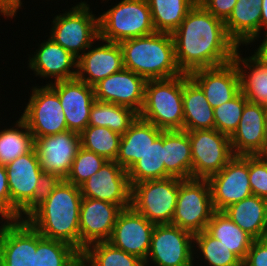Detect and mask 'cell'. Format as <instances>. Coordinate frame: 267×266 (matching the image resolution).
<instances>
[{
	"label": "cell",
	"instance_id": "1",
	"mask_svg": "<svg viewBox=\"0 0 267 266\" xmlns=\"http://www.w3.org/2000/svg\"><path fill=\"white\" fill-rule=\"evenodd\" d=\"M171 35L177 65L185 74L229 63L238 48L229 38L224 21L198 3Z\"/></svg>",
	"mask_w": 267,
	"mask_h": 266
},
{
	"label": "cell",
	"instance_id": "2",
	"mask_svg": "<svg viewBox=\"0 0 267 266\" xmlns=\"http://www.w3.org/2000/svg\"><path fill=\"white\" fill-rule=\"evenodd\" d=\"M80 187L63 179L24 219L43 237L66 242L80 252Z\"/></svg>",
	"mask_w": 267,
	"mask_h": 266
},
{
	"label": "cell",
	"instance_id": "3",
	"mask_svg": "<svg viewBox=\"0 0 267 266\" xmlns=\"http://www.w3.org/2000/svg\"><path fill=\"white\" fill-rule=\"evenodd\" d=\"M124 68L146 80L169 79L181 74L172 35L154 32L119 42Z\"/></svg>",
	"mask_w": 267,
	"mask_h": 266
},
{
	"label": "cell",
	"instance_id": "4",
	"mask_svg": "<svg viewBox=\"0 0 267 266\" xmlns=\"http://www.w3.org/2000/svg\"><path fill=\"white\" fill-rule=\"evenodd\" d=\"M138 117L162 130H183V74L147 80Z\"/></svg>",
	"mask_w": 267,
	"mask_h": 266
},
{
	"label": "cell",
	"instance_id": "5",
	"mask_svg": "<svg viewBox=\"0 0 267 266\" xmlns=\"http://www.w3.org/2000/svg\"><path fill=\"white\" fill-rule=\"evenodd\" d=\"M77 3L53 17L48 33L58 45L78 59L99 37V15L96 16L90 9L88 0Z\"/></svg>",
	"mask_w": 267,
	"mask_h": 266
},
{
	"label": "cell",
	"instance_id": "6",
	"mask_svg": "<svg viewBox=\"0 0 267 266\" xmlns=\"http://www.w3.org/2000/svg\"><path fill=\"white\" fill-rule=\"evenodd\" d=\"M117 3L98 13L101 39L119 43L156 32L147 0H120Z\"/></svg>",
	"mask_w": 267,
	"mask_h": 266
},
{
	"label": "cell",
	"instance_id": "7",
	"mask_svg": "<svg viewBox=\"0 0 267 266\" xmlns=\"http://www.w3.org/2000/svg\"><path fill=\"white\" fill-rule=\"evenodd\" d=\"M214 212L208 179H179L172 225L196 234L206 230Z\"/></svg>",
	"mask_w": 267,
	"mask_h": 266
},
{
	"label": "cell",
	"instance_id": "8",
	"mask_svg": "<svg viewBox=\"0 0 267 266\" xmlns=\"http://www.w3.org/2000/svg\"><path fill=\"white\" fill-rule=\"evenodd\" d=\"M178 191L176 177L142 181L132 186L131 206L155 225L171 224Z\"/></svg>",
	"mask_w": 267,
	"mask_h": 266
},
{
	"label": "cell",
	"instance_id": "9",
	"mask_svg": "<svg viewBox=\"0 0 267 266\" xmlns=\"http://www.w3.org/2000/svg\"><path fill=\"white\" fill-rule=\"evenodd\" d=\"M38 85V86H37ZM30 96L19 116L28 129L37 137L55 135L68 130L63 108L58 94L49 86L35 83L30 88ZM24 107V108H23Z\"/></svg>",
	"mask_w": 267,
	"mask_h": 266
},
{
	"label": "cell",
	"instance_id": "10",
	"mask_svg": "<svg viewBox=\"0 0 267 266\" xmlns=\"http://www.w3.org/2000/svg\"><path fill=\"white\" fill-rule=\"evenodd\" d=\"M194 234L172 224L155 225L144 266H194Z\"/></svg>",
	"mask_w": 267,
	"mask_h": 266
},
{
	"label": "cell",
	"instance_id": "11",
	"mask_svg": "<svg viewBox=\"0 0 267 266\" xmlns=\"http://www.w3.org/2000/svg\"><path fill=\"white\" fill-rule=\"evenodd\" d=\"M191 142L192 178L208 179L235 156L229 136L216 129L187 131Z\"/></svg>",
	"mask_w": 267,
	"mask_h": 266
},
{
	"label": "cell",
	"instance_id": "12",
	"mask_svg": "<svg viewBox=\"0 0 267 266\" xmlns=\"http://www.w3.org/2000/svg\"><path fill=\"white\" fill-rule=\"evenodd\" d=\"M11 198V217L24 219L33 210V194L43 173L35 148L6 166Z\"/></svg>",
	"mask_w": 267,
	"mask_h": 266
},
{
	"label": "cell",
	"instance_id": "13",
	"mask_svg": "<svg viewBox=\"0 0 267 266\" xmlns=\"http://www.w3.org/2000/svg\"><path fill=\"white\" fill-rule=\"evenodd\" d=\"M208 181L215 211H223L253 195L249 182V156H234L220 172L210 176Z\"/></svg>",
	"mask_w": 267,
	"mask_h": 266
},
{
	"label": "cell",
	"instance_id": "14",
	"mask_svg": "<svg viewBox=\"0 0 267 266\" xmlns=\"http://www.w3.org/2000/svg\"><path fill=\"white\" fill-rule=\"evenodd\" d=\"M82 197L107 201L122 209L131 206L132 187L128 172L116 161H106L80 186Z\"/></svg>",
	"mask_w": 267,
	"mask_h": 266
},
{
	"label": "cell",
	"instance_id": "15",
	"mask_svg": "<svg viewBox=\"0 0 267 266\" xmlns=\"http://www.w3.org/2000/svg\"><path fill=\"white\" fill-rule=\"evenodd\" d=\"M39 44L35 52L28 55V70L33 71L35 77L45 79L46 85L53 82L70 80L77 75V58L62 46L58 45L51 37ZM51 79V80H50ZM54 80V81H53Z\"/></svg>",
	"mask_w": 267,
	"mask_h": 266
},
{
	"label": "cell",
	"instance_id": "16",
	"mask_svg": "<svg viewBox=\"0 0 267 266\" xmlns=\"http://www.w3.org/2000/svg\"><path fill=\"white\" fill-rule=\"evenodd\" d=\"M154 227L155 224L130 206L120 211L108 242L145 261Z\"/></svg>",
	"mask_w": 267,
	"mask_h": 266
},
{
	"label": "cell",
	"instance_id": "17",
	"mask_svg": "<svg viewBox=\"0 0 267 266\" xmlns=\"http://www.w3.org/2000/svg\"><path fill=\"white\" fill-rule=\"evenodd\" d=\"M80 134L64 131L55 135L37 137L34 142L43 172L66 179L80 148Z\"/></svg>",
	"mask_w": 267,
	"mask_h": 266
},
{
	"label": "cell",
	"instance_id": "18",
	"mask_svg": "<svg viewBox=\"0 0 267 266\" xmlns=\"http://www.w3.org/2000/svg\"><path fill=\"white\" fill-rule=\"evenodd\" d=\"M122 208L119 205L82 198L79 213L80 253L90 244L108 241Z\"/></svg>",
	"mask_w": 267,
	"mask_h": 266
},
{
	"label": "cell",
	"instance_id": "19",
	"mask_svg": "<svg viewBox=\"0 0 267 266\" xmlns=\"http://www.w3.org/2000/svg\"><path fill=\"white\" fill-rule=\"evenodd\" d=\"M146 82L144 77L123 68L93 86L95 99L129 107L139 114L144 103Z\"/></svg>",
	"mask_w": 267,
	"mask_h": 266
},
{
	"label": "cell",
	"instance_id": "20",
	"mask_svg": "<svg viewBox=\"0 0 267 266\" xmlns=\"http://www.w3.org/2000/svg\"><path fill=\"white\" fill-rule=\"evenodd\" d=\"M98 43V44H96ZM124 68L119 43L98 37L78 59L76 78L94 86L100 80Z\"/></svg>",
	"mask_w": 267,
	"mask_h": 266
},
{
	"label": "cell",
	"instance_id": "21",
	"mask_svg": "<svg viewBox=\"0 0 267 266\" xmlns=\"http://www.w3.org/2000/svg\"><path fill=\"white\" fill-rule=\"evenodd\" d=\"M49 86L58 94L69 131L80 134L89 124L94 103V87L78 78L53 82Z\"/></svg>",
	"mask_w": 267,
	"mask_h": 266
},
{
	"label": "cell",
	"instance_id": "22",
	"mask_svg": "<svg viewBox=\"0 0 267 266\" xmlns=\"http://www.w3.org/2000/svg\"><path fill=\"white\" fill-rule=\"evenodd\" d=\"M267 107L247 102L235 132L229 137L235 156H264Z\"/></svg>",
	"mask_w": 267,
	"mask_h": 266
},
{
	"label": "cell",
	"instance_id": "23",
	"mask_svg": "<svg viewBox=\"0 0 267 266\" xmlns=\"http://www.w3.org/2000/svg\"><path fill=\"white\" fill-rule=\"evenodd\" d=\"M188 76L202 89L213 109L230 101L241 91L240 75L234 61L197 69Z\"/></svg>",
	"mask_w": 267,
	"mask_h": 266
},
{
	"label": "cell",
	"instance_id": "24",
	"mask_svg": "<svg viewBox=\"0 0 267 266\" xmlns=\"http://www.w3.org/2000/svg\"><path fill=\"white\" fill-rule=\"evenodd\" d=\"M36 229L25 219L7 228L0 248V266H34Z\"/></svg>",
	"mask_w": 267,
	"mask_h": 266
},
{
	"label": "cell",
	"instance_id": "25",
	"mask_svg": "<svg viewBox=\"0 0 267 266\" xmlns=\"http://www.w3.org/2000/svg\"><path fill=\"white\" fill-rule=\"evenodd\" d=\"M162 129L140 117L122 134L116 162L128 171L162 133Z\"/></svg>",
	"mask_w": 267,
	"mask_h": 266
},
{
	"label": "cell",
	"instance_id": "26",
	"mask_svg": "<svg viewBox=\"0 0 267 266\" xmlns=\"http://www.w3.org/2000/svg\"><path fill=\"white\" fill-rule=\"evenodd\" d=\"M223 212L254 240L267 238V199L251 195Z\"/></svg>",
	"mask_w": 267,
	"mask_h": 266
},
{
	"label": "cell",
	"instance_id": "27",
	"mask_svg": "<svg viewBox=\"0 0 267 266\" xmlns=\"http://www.w3.org/2000/svg\"><path fill=\"white\" fill-rule=\"evenodd\" d=\"M241 52L238 47L233 59L240 75L241 92L249 102L267 107V67L252 53L242 57Z\"/></svg>",
	"mask_w": 267,
	"mask_h": 266
},
{
	"label": "cell",
	"instance_id": "28",
	"mask_svg": "<svg viewBox=\"0 0 267 266\" xmlns=\"http://www.w3.org/2000/svg\"><path fill=\"white\" fill-rule=\"evenodd\" d=\"M183 130L214 129V111L202 89L183 73Z\"/></svg>",
	"mask_w": 267,
	"mask_h": 266
},
{
	"label": "cell",
	"instance_id": "29",
	"mask_svg": "<svg viewBox=\"0 0 267 266\" xmlns=\"http://www.w3.org/2000/svg\"><path fill=\"white\" fill-rule=\"evenodd\" d=\"M164 166L171 177L192 178L191 142L187 131L164 130Z\"/></svg>",
	"mask_w": 267,
	"mask_h": 266
},
{
	"label": "cell",
	"instance_id": "30",
	"mask_svg": "<svg viewBox=\"0 0 267 266\" xmlns=\"http://www.w3.org/2000/svg\"><path fill=\"white\" fill-rule=\"evenodd\" d=\"M261 9L237 2L229 18L224 22L229 38L238 46L247 49L249 44L260 37Z\"/></svg>",
	"mask_w": 267,
	"mask_h": 266
},
{
	"label": "cell",
	"instance_id": "31",
	"mask_svg": "<svg viewBox=\"0 0 267 266\" xmlns=\"http://www.w3.org/2000/svg\"><path fill=\"white\" fill-rule=\"evenodd\" d=\"M206 231L222 242L242 262L244 261L253 238L237 226L223 211H215L208 222Z\"/></svg>",
	"mask_w": 267,
	"mask_h": 266
},
{
	"label": "cell",
	"instance_id": "32",
	"mask_svg": "<svg viewBox=\"0 0 267 266\" xmlns=\"http://www.w3.org/2000/svg\"><path fill=\"white\" fill-rule=\"evenodd\" d=\"M10 125H6V128L0 126V165L5 166L20 155L30 152L35 142L33 134L21 117L18 120L16 117V121Z\"/></svg>",
	"mask_w": 267,
	"mask_h": 266
},
{
	"label": "cell",
	"instance_id": "33",
	"mask_svg": "<svg viewBox=\"0 0 267 266\" xmlns=\"http://www.w3.org/2000/svg\"><path fill=\"white\" fill-rule=\"evenodd\" d=\"M193 253L194 266H242V261L206 230L194 234Z\"/></svg>",
	"mask_w": 267,
	"mask_h": 266
},
{
	"label": "cell",
	"instance_id": "34",
	"mask_svg": "<svg viewBox=\"0 0 267 266\" xmlns=\"http://www.w3.org/2000/svg\"><path fill=\"white\" fill-rule=\"evenodd\" d=\"M127 172L131 187L142 181L171 177L164 166V130Z\"/></svg>",
	"mask_w": 267,
	"mask_h": 266
},
{
	"label": "cell",
	"instance_id": "35",
	"mask_svg": "<svg viewBox=\"0 0 267 266\" xmlns=\"http://www.w3.org/2000/svg\"><path fill=\"white\" fill-rule=\"evenodd\" d=\"M156 32L172 34L195 6L194 0H147Z\"/></svg>",
	"mask_w": 267,
	"mask_h": 266
},
{
	"label": "cell",
	"instance_id": "36",
	"mask_svg": "<svg viewBox=\"0 0 267 266\" xmlns=\"http://www.w3.org/2000/svg\"><path fill=\"white\" fill-rule=\"evenodd\" d=\"M137 117L138 113L129 107L95 100L90 109L88 125L106 127L122 135Z\"/></svg>",
	"mask_w": 267,
	"mask_h": 266
},
{
	"label": "cell",
	"instance_id": "37",
	"mask_svg": "<svg viewBox=\"0 0 267 266\" xmlns=\"http://www.w3.org/2000/svg\"><path fill=\"white\" fill-rule=\"evenodd\" d=\"M81 253L70 244L43 237L36 230L34 266H74Z\"/></svg>",
	"mask_w": 267,
	"mask_h": 266
},
{
	"label": "cell",
	"instance_id": "38",
	"mask_svg": "<svg viewBox=\"0 0 267 266\" xmlns=\"http://www.w3.org/2000/svg\"><path fill=\"white\" fill-rule=\"evenodd\" d=\"M89 266H144L139 257L126 253L108 241L90 244L81 253Z\"/></svg>",
	"mask_w": 267,
	"mask_h": 266
},
{
	"label": "cell",
	"instance_id": "39",
	"mask_svg": "<svg viewBox=\"0 0 267 266\" xmlns=\"http://www.w3.org/2000/svg\"><path fill=\"white\" fill-rule=\"evenodd\" d=\"M121 136L109 128L88 125L80 133V144L107 161H115L119 153Z\"/></svg>",
	"mask_w": 267,
	"mask_h": 266
},
{
	"label": "cell",
	"instance_id": "40",
	"mask_svg": "<svg viewBox=\"0 0 267 266\" xmlns=\"http://www.w3.org/2000/svg\"><path fill=\"white\" fill-rule=\"evenodd\" d=\"M247 102L248 100L240 91L230 101L214 108V129L230 137L238 127Z\"/></svg>",
	"mask_w": 267,
	"mask_h": 266
},
{
	"label": "cell",
	"instance_id": "41",
	"mask_svg": "<svg viewBox=\"0 0 267 266\" xmlns=\"http://www.w3.org/2000/svg\"><path fill=\"white\" fill-rule=\"evenodd\" d=\"M106 161L104 157L80 146L65 180L80 187L100 170Z\"/></svg>",
	"mask_w": 267,
	"mask_h": 266
},
{
	"label": "cell",
	"instance_id": "42",
	"mask_svg": "<svg viewBox=\"0 0 267 266\" xmlns=\"http://www.w3.org/2000/svg\"><path fill=\"white\" fill-rule=\"evenodd\" d=\"M249 182L253 195L267 199V157L249 156Z\"/></svg>",
	"mask_w": 267,
	"mask_h": 266
},
{
	"label": "cell",
	"instance_id": "43",
	"mask_svg": "<svg viewBox=\"0 0 267 266\" xmlns=\"http://www.w3.org/2000/svg\"><path fill=\"white\" fill-rule=\"evenodd\" d=\"M62 180L63 179L56 174L43 172L33 194V209L47 199Z\"/></svg>",
	"mask_w": 267,
	"mask_h": 266
},
{
	"label": "cell",
	"instance_id": "44",
	"mask_svg": "<svg viewBox=\"0 0 267 266\" xmlns=\"http://www.w3.org/2000/svg\"><path fill=\"white\" fill-rule=\"evenodd\" d=\"M242 266H267V238L253 240Z\"/></svg>",
	"mask_w": 267,
	"mask_h": 266
},
{
	"label": "cell",
	"instance_id": "45",
	"mask_svg": "<svg viewBox=\"0 0 267 266\" xmlns=\"http://www.w3.org/2000/svg\"><path fill=\"white\" fill-rule=\"evenodd\" d=\"M237 0H201L198 4L214 17L226 21L231 15Z\"/></svg>",
	"mask_w": 267,
	"mask_h": 266
},
{
	"label": "cell",
	"instance_id": "46",
	"mask_svg": "<svg viewBox=\"0 0 267 266\" xmlns=\"http://www.w3.org/2000/svg\"><path fill=\"white\" fill-rule=\"evenodd\" d=\"M0 212L11 216V198L5 165H0Z\"/></svg>",
	"mask_w": 267,
	"mask_h": 266
},
{
	"label": "cell",
	"instance_id": "47",
	"mask_svg": "<svg viewBox=\"0 0 267 266\" xmlns=\"http://www.w3.org/2000/svg\"><path fill=\"white\" fill-rule=\"evenodd\" d=\"M23 0H0V16L4 17V19H15L18 18L17 14L20 12L19 10L26 9L23 5Z\"/></svg>",
	"mask_w": 267,
	"mask_h": 266
},
{
	"label": "cell",
	"instance_id": "48",
	"mask_svg": "<svg viewBox=\"0 0 267 266\" xmlns=\"http://www.w3.org/2000/svg\"><path fill=\"white\" fill-rule=\"evenodd\" d=\"M263 39H262V38ZM260 38V41H259ZM259 41V45H257L251 53H253V55L259 59L266 67H267V33H263L260 37H257L256 39H254L249 45L251 47V45H254L257 43L258 44ZM262 42V43H261Z\"/></svg>",
	"mask_w": 267,
	"mask_h": 266
},
{
	"label": "cell",
	"instance_id": "49",
	"mask_svg": "<svg viewBox=\"0 0 267 266\" xmlns=\"http://www.w3.org/2000/svg\"><path fill=\"white\" fill-rule=\"evenodd\" d=\"M13 221L14 219L9 214L0 212V248L2 245L3 236Z\"/></svg>",
	"mask_w": 267,
	"mask_h": 266
},
{
	"label": "cell",
	"instance_id": "50",
	"mask_svg": "<svg viewBox=\"0 0 267 266\" xmlns=\"http://www.w3.org/2000/svg\"><path fill=\"white\" fill-rule=\"evenodd\" d=\"M260 9H261L260 36H261L263 33H267V0H262Z\"/></svg>",
	"mask_w": 267,
	"mask_h": 266
},
{
	"label": "cell",
	"instance_id": "51",
	"mask_svg": "<svg viewBox=\"0 0 267 266\" xmlns=\"http://www.w3.org/2000/svg\"><path fill=\"white\" fill-rule=\"evenodd\" d=\"M239 4L254 5L257 8L261 7L262 0H237Z\"/></svg>",
	"mask_w": 267,
	"mask_h": 266
},
{
	"label": "cell",
	"instance_id": "52",
	"mask_svg": "<svg viewBox=\"0 0 267 266\" xmlns=\"http://www.w3.org/2000/svg\"><path fill=\"white\" fill-rule=\"evenodd\" d=\"M264 156H267V120H266V132H265V146H264Z\"/></svg>",
	"mask_w": 267,
	"mask_h": 266
},
{
	"label": "cell",
	"instance_id": "53",
	"mask_svg": "<svg viewBox=\"0 0 267 266\" xmlns=\"http://www.w3.org/2000/svg\"><path fill=\"white\" fill-rule=\"evenodd\" d=\"M74 266H89L82 258H80Z\"/></svg>",
	"mask_w": 267,
	"mask_h": 266
},
{
	"label": "cell",
	"instance_id": "54",
	"mask_svg": "<svg viewBox=\"0 0 267 266\" xmlns=\"http://www.w3.org/2000/svg\"><path fill=\"white\" fill-rule=\"evenodd\" d=\"M103 1V2H102ZM104 1L107 3L109 0H101V4L104 3ZM111 1V0H110Z\"/></svg>",
	"mask_w": 267,
	"mask_h": 266
}]
</instances>
